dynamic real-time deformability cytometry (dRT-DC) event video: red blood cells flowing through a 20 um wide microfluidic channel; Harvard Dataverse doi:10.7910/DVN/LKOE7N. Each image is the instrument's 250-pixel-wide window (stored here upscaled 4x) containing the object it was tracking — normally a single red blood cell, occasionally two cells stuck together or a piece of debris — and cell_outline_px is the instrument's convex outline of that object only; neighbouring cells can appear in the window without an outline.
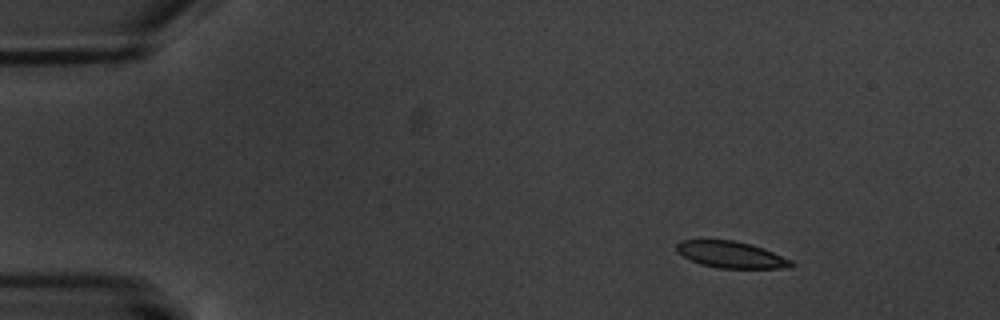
{"species": "common noctule bat (a hibernating species)", "species_latin": "Nyctalus noctula", "temperature_condition": "warm", "stored_images_in_passage": 7, "camera_frame_rate_fps": 3000, "um_per_image_px": 0.085, "animal": {"sex": "male", "body_mass_g": 20.1, "forearm_length_mm": 53.5}, "frame": {"image": 1, "passage_image": 2, "time_ms": 1.0, "image_size_px": [1000, 320], "cell_outline_px": [[796, 264], [788, 268], [716, 268], [700, 264], [676, 252], [676, 244], [680, 240], [732, 240], [752, 244], [764, 248], [792, 260]], "centroid_in_image_um": [62.16, 21.65], "position_along_channel_um": 22.8, "area_um2": 17.86}}
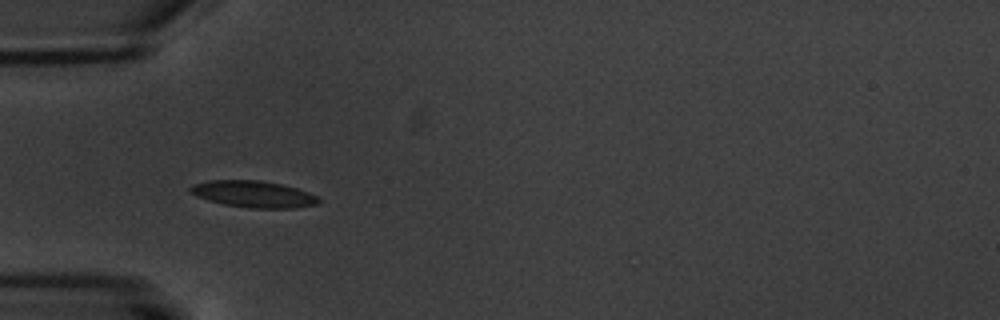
{"frame": {"image": 2, "passage_image": 5, "time_ms": 4.667, "image_size_px": [1000, 320], "cell_outline_px": [[320, 204], [296, 208], [248, 208], [224, 204], [208, 200], [196, 196], [188, 192], [188, 188], [192, 184], [212, 180], [260, 180], [280, 184], [296, 188], [308, 192], [316, 196], [320, 200]], "centroid_in_image_um": [21.53, 16.5], "position_along_channel_um": 63.5, "area_um2": 20.0}}